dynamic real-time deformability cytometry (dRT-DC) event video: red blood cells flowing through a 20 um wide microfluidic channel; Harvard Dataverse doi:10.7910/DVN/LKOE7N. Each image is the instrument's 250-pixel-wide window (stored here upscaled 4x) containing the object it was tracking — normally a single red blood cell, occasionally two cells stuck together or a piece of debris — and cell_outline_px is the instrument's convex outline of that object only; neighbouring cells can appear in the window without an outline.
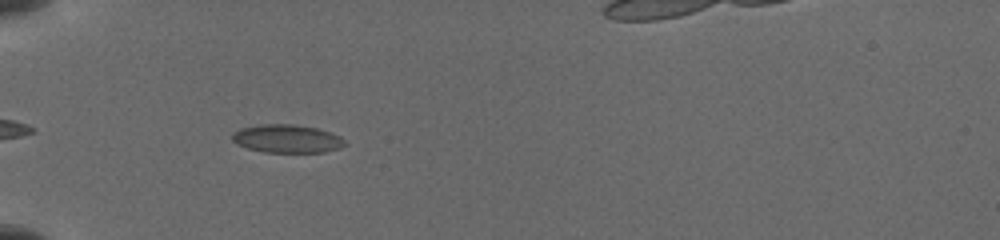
{"species": "common noctule bat (a hibernating species)", "species_latin": "Nyctalus noctula", "temperature_condition": "cold", "stored_images_in_passage": 41, "camera_frame_rate_fps": 3000, "um_per_image_px": 0.085, "animal": {"sex": "female", "body_mass_g": 19.5, "forearm_length_mm": 54.1}, "frame": {"image": 1, "passage_image": 6, "time_ms": 1.667, "image_size_px": [1000, 240], "cell_outline_px": [[348, 144], [340, 148], [324, 152], [264, 152], [248, 148], [236, 144], [232, 140], [232, 132], [240, 128], [260, 124], [292, 124], [316, 128], [340, 136]], "centroid_in_image_um": [24.38, 11.79], "position_along_channel_um": 60.6, "area_um2": 18.55}}
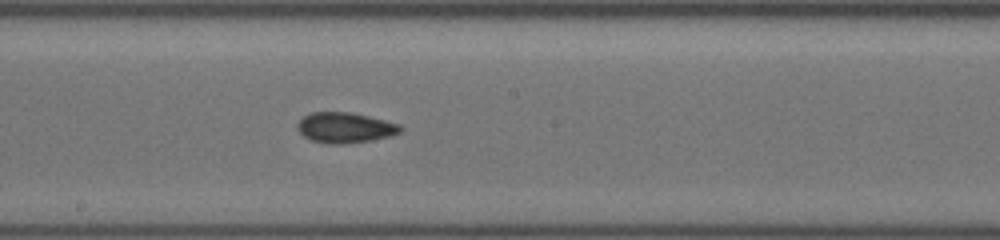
{"frame": {"image": 2, "passage_image": 20, "time_ms": 6.0, "image_size_px": [1000, 240], "cell_outline_px": [[404, 128], [400, 132], [392, 136], [344, 144], [328, 144], [312, 140], [304, 136], [296, 128], [296, 124], [304, 116], [312, 112], [352, 112], [400, 124]], "centroid_in_image_um": [29.33, 10.85], "position_along_channel_um": 218.9, "area_um2": 18.26}}
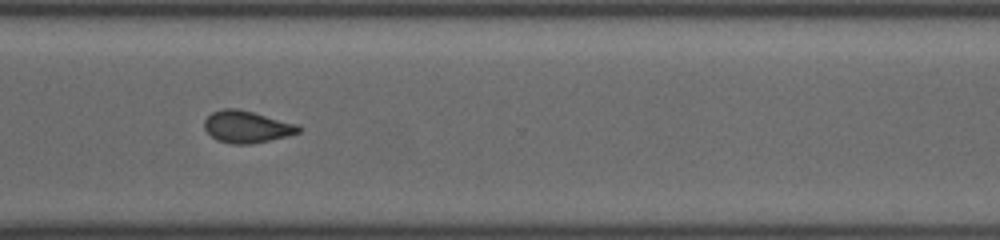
{"frame": {"image": 3, "passage_image": 31, "time_ms": 9.333, "image_size_px": [1000, 240], "cell_outline_px": [[304, 128], [300, 132], [288, 136], [248, 144], [232, 144], [216, 140], [204, 128], [204, 120], [212, 112], [224, 108], [236, 108], [300, 124]], "centroid_in_image_um": [21.01, 10.77], "position_along_channel_um": 349.6, "area_um2": 17.63}}